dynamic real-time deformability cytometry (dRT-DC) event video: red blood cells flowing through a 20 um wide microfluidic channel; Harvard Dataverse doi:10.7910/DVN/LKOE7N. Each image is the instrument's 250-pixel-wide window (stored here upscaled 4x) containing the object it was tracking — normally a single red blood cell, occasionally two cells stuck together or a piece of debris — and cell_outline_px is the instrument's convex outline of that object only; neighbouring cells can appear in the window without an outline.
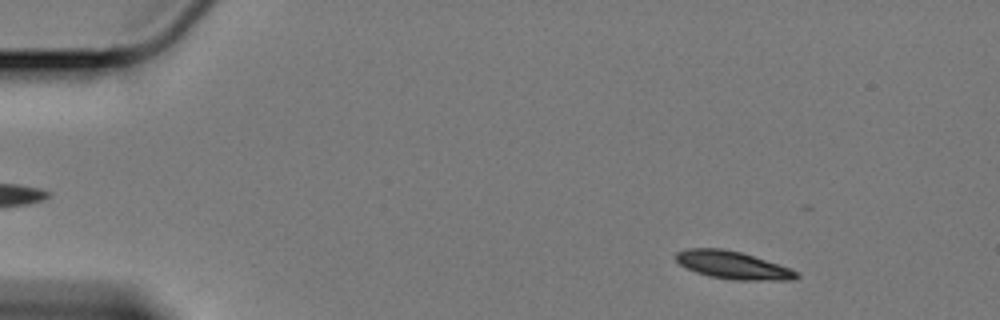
{"species": "Egyptian fruit bat (a non-hibernating species)", "species_latin": "Rousettus aegyptiacus", "temperature_condition": "cold", "stored_images_in_passage": 10, "camera_frame_rate_fps": 3000, "um_per_image_px": 0.085, "animal": {"sex": "female"}, "frame": {"image": 1, "passage_image": 7, "time_ms": 2.0, "image_size_px": [1000, 320], "cell_outline_px": [[800, 276], [792, 280], [732, 280], [708, 276], [696, 272], [680, 264], [676, 260], [676, 252], [688, 248], [724, 248], [740, 252], [792, 268]], "centroid_in_image_um": [62.29, 22.53], "position_along_channel_um": 22.7, "area_um2": 19.48}}